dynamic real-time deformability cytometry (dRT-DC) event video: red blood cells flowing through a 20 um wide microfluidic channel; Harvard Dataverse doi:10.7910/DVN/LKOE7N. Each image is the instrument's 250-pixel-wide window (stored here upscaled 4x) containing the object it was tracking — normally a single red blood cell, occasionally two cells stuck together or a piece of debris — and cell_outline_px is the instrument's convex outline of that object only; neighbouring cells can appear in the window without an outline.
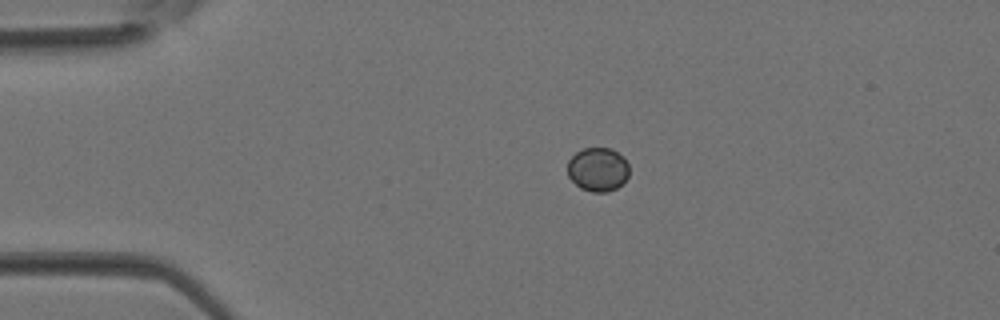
{"species": "Egyptian fruit bat (a non-hibernating species)", "species_latin": "Rousettus aegyptiacus", "temperature_condition": "room temperature", "stored_images_in_passage": 3, "camera_frame_rate_fps": 3000, "um_per_image_px": 0.085, "animal": {"sex": "female"}, "frame": {"image": 1, "passage_image": 1, "time_ms": 0.0, "image_size_px": [1000, 320], "cell_outline_px": [[628, 176], [616, 188], [608, 192], [592, 192], [580, 188], [568, 176], [568, 160], [576, 152], [584, 148], [612, 148], [624, 156], [628, 164]], "centroid_in_image_um": [50.82, 14.39], "position_along_channel_um": 34.2, "area_um2": 15.78}}
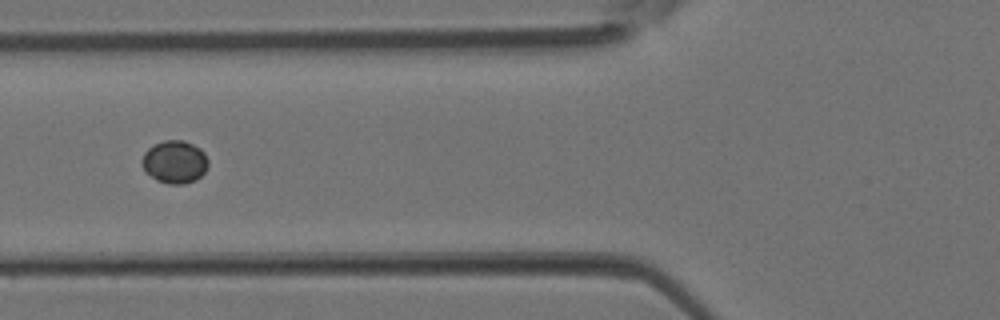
{"frame": {"image": 2, "passage_image": 3, "time_ms": 0.667, "image_size_px": [1000, 320], "cell_outline_px": [[208, 164], [204, 172], [196, 180], [184, 184], [168, 184], [156, 180], [144, 172], [140, 164], [144, 152], [148, 148], [164, 140], [184, 140], [200, 148], [204, 152], [208, 160]], "centroid_in_image_um": [14.82, 13.77], "position_along_channel_um": 111.0, "area_um2": 16.7}}